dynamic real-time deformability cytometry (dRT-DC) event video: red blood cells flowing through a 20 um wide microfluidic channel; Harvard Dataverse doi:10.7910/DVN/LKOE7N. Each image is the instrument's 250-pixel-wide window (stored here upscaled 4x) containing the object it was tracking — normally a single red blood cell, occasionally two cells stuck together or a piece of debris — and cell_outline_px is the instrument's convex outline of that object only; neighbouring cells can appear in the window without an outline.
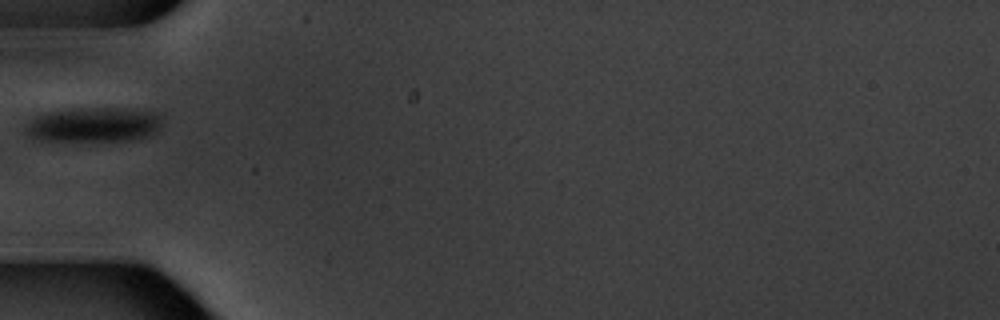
{"species": "common noctule bat (a hibernating species)", "species_latin": "Nyctalus noctula", "temperature_condition": "warm", "stored_images_in_passage": 1, "camera_frame_rate_fps": 3000, "um_per_image_px": 0.085, "animal": {"sex": "male", "body_mass_g": 20.1, "forearm_length_mm": 53.5}, "frame": {"image": 1, "passage_image": 1, "time_ms": 0.0, "image_size_px": [1000, 320], "cell_outline_px": [[164, 116], [160, 128], [156, 132], [144, 136], [128, 140], [36, 140], [28, 136], [24, 132], [24, 128], [36, 116], [48, 112], [68, 108], [132, 108], [152, 112]], "centroid_in_image_um": [7.97, 10.58], "position_along_channel_um": 77.0, "area_um2": 27.69}}